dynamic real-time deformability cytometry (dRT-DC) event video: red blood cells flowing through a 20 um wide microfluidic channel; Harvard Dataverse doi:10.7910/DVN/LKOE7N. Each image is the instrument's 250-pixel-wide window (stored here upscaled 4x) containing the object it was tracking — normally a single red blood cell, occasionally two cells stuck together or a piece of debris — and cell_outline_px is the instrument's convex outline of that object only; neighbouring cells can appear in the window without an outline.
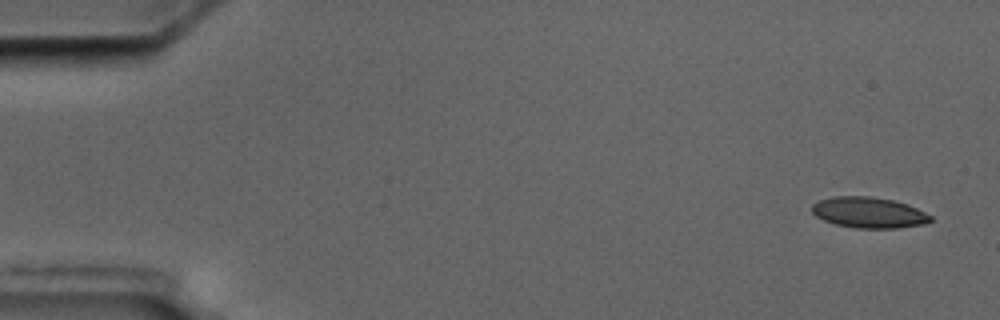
{"species": "common noctule bat (a hibernating species)", "species_latin": "Nyctalus noctula", "temperature_condition": "cold", "stored_images_in_passage": 11, "camera_frame_rate_fps": 3000, "um_per_image_px": 0.085, "animal": {"sex": "male", "body_mass_g": 17.5, "forearm_length_mm": 52.3}, "frame": {"image": 1, "passage_image": 1, "time_ms": 0.0, "image_size_px": [1000, 320], "cell_outline_px": [[932, 220], [924, 224], [896, 228], [856, 228], [836, 224], [824, 220], [816, 216], [812, 212], [812, 204], [820, 200], [832, 196], [868, 196], [892, 200], [908, 204], [932, 216]], "centroid_in_image_um": [73.84, 18.06], "position_along_channel_um": 11.2, "area_um2": 21.21}}
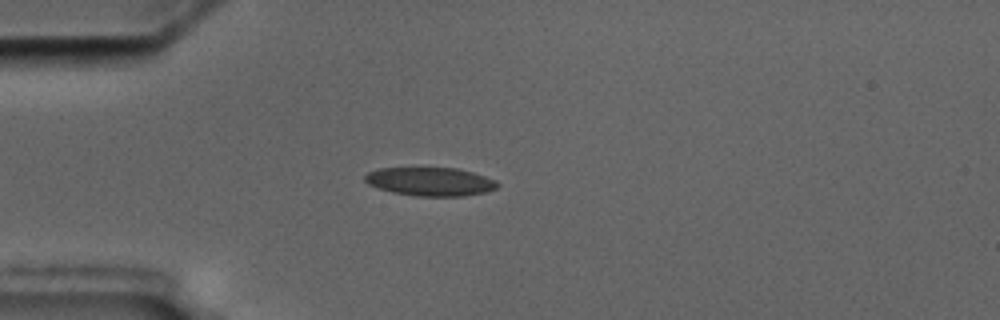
{"frame": {"image": 2, "passage_image": 4, "time_ms": 4.333, "image_size_px": [1000, 320], "cell_outline_px": [[500, 184], [496, 188], [484, 192], [464, 196], [420, 196], [392, 192], [368, 184], [364, 180], [364, 176], [368, 172], [380, 168], [460, 168], [496, 180]], "centroid_in_image_um": [36.59, 15.43], "position_along_channel_um": 48.4, "area_um2": 21.91}}
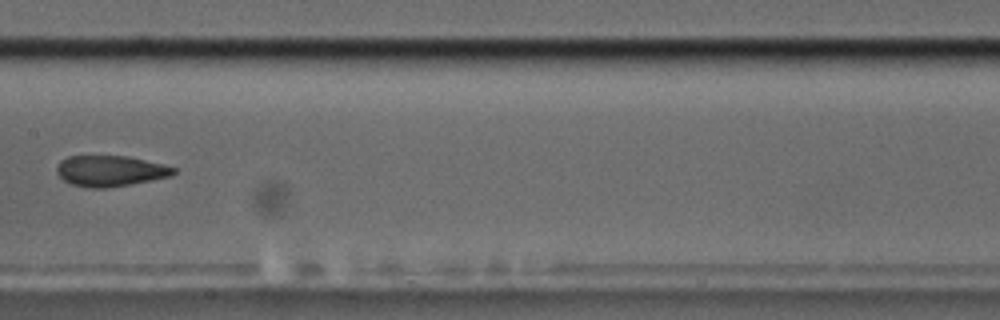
{"frame": {"image": 3, "passage_image": 8, "time_ms": 9.0, "image_size_px": [1000, 320], "cell_outline_px": [[176, 172], [172, 176], [152, 180], [108, 188], [88, 188], [72, 184], [64, 180], [56, 172], [56, 168], [60, 160], [68, 156], [128, 156], [164, 164], [176, 168]], "centroid_in_image_um": [9.38, 14.53], "position_along_channel_um": 198.0, "area_um2": 21.1}}